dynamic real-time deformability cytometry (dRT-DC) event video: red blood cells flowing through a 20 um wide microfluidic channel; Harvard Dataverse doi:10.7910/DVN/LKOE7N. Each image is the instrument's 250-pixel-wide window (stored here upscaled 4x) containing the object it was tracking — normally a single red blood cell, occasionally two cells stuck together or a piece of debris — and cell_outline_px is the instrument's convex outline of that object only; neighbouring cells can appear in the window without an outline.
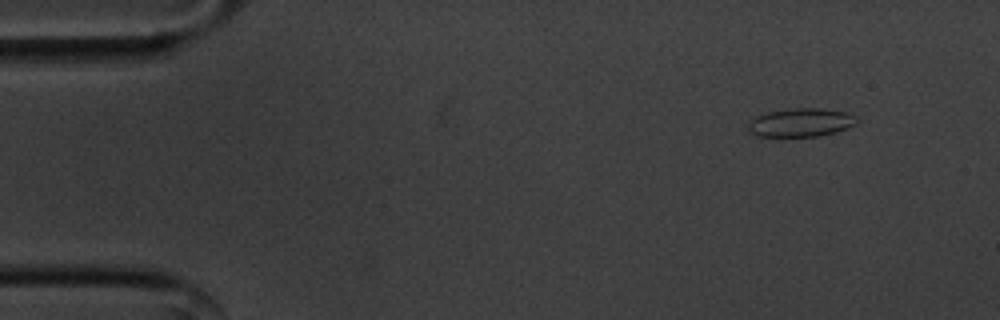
{"species": "common noctule bat (a hibernating species)", "species_latin": "Nyctalus noctula", "temperature_condition": "cold", "stored_images_in_passage": 12, "camera_frame_rate_fps": 3000, "um_per_image_px": 0.085, "animal": {"sex": "male", "body_mass_g": 20.1, "forearm_length_mm": 53.5}, "frame": {"image": 1, "passage_image": 1, "time_ms": 0.0, "image_size_px": [1000, 320], "cell_outline_px": [[860, 120], [856, 124], [848, 128], [836, 132], [820, 136], [760, 136], [748, 132], [748, 120], [756, 116], [768, 112], [792, 108], [820, 108], [844, 112], [856, 116]], "centroid_in_image_um": [68.08, 10.41], "position_along_channel_um": 16.9, "area_um2": 18.15}}
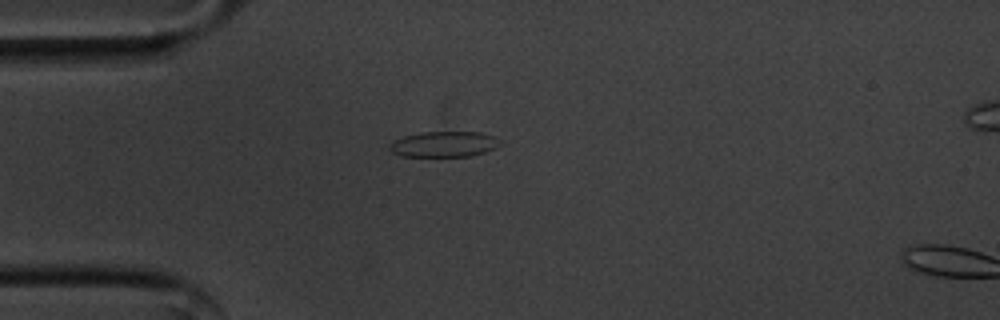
{"frame": {"image": 2, "passage_image": 10, "time_ms": 3.0, "image_size_px": [1000, 320], "cell_outline_px": [[500, 144], [496, 148], [484, 152], [468, 156], [400, 156], [392, 152], [388, 148], [388, 144], [404, 136], [424, 132], [480, 132], [496, 136], [500, 140]], "centroid_in_image_um": [37.75, 12.25], "position_along_channel_um": 47.2, "area_um2": 16.47}}